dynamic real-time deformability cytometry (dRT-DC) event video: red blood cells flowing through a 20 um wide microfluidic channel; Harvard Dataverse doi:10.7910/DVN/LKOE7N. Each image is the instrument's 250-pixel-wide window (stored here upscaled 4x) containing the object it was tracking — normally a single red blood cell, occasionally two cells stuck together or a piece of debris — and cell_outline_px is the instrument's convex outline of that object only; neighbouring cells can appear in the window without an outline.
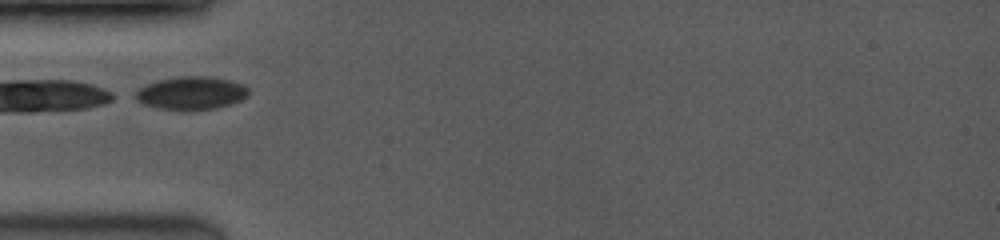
{"species": "common noctule bat (a hibernating species)", "species_latin": "Nyctalus noctula", "temperature_condition": "room temperature", "stored_images_in_passage": 21, "camera_frame_rate_fps": 3500, "um_per_image_px": 0.085, "animal": {"sex": "female", "body_mass_g": 19.0, "forearm_length_mm": 53.3}, "frame": {"image": 1, "passage_image": 1, "time_ms": 0.0, "image_size_px": [1000, 240], "cell_outline_px": [[248, 96], [232, 104], [216, 108], [184, 112], [180, 112], [160, 108], [144, 104], [136, 100], [136, 92], [140, 88], [156, 80], [180, 76], [204, 76], [228, 80], [240, 84], [248, 88]], "centroid_in_image_um": [16.24, 7.94], "position_along_channel_um": 68.8, "area_um2": 21.91}}
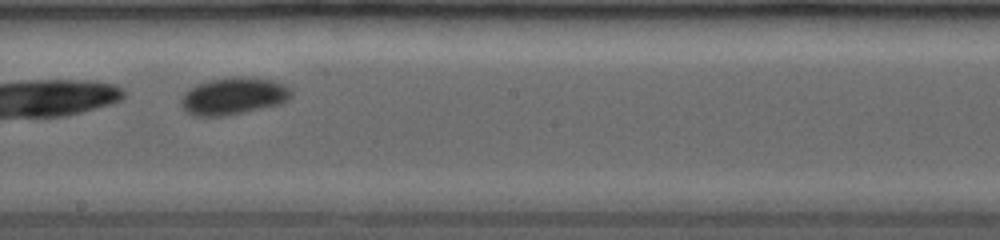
{"frame": {"image": 2, "passage_image": 10, "time_ms": 4.0, "image_size_px": [1000, 240], "cell_outline_px": [[292, 96], [288, 100], [280, 104], [220, 116], [192, 116], [184, 112], [180, 104], [180, 100], [184, 92], [196, 84], [212, 80], [240, 76], [244, 76], [272, 80], [284, 84], [292, 88]], "centroid_in_image_um": [19.83, 8.16], "position_along_channel_um": 228.4, "area_um2": 23.87}}